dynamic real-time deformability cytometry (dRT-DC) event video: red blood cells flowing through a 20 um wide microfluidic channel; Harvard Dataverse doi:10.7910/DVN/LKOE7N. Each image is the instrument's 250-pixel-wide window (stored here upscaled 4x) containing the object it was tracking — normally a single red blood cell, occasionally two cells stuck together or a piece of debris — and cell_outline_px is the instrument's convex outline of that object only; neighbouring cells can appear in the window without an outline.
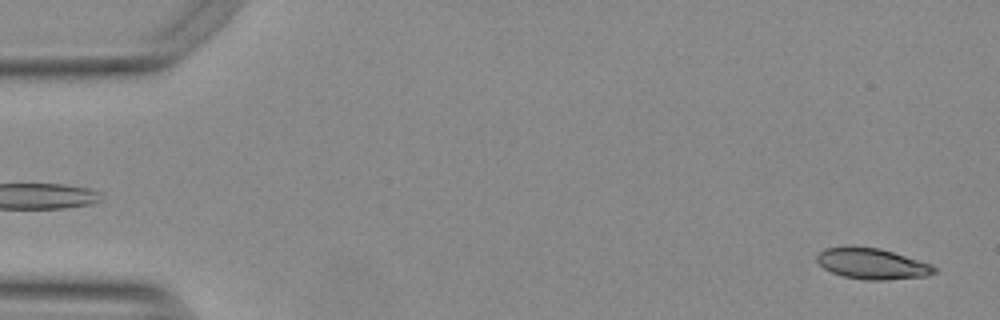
{"species": "Egyptian fruit bat (a non-hibernating species)", "species_latin": "Rousettus aegyptiacus", "temperature_condition": "warm", "stored_images_in_passage": 53, "camera_frame_rate_fps": 3000, "um_per_image_px": 0.085, "animal": {"sex": "female"}, "frame": {"image": 1, "passage_image": 2, "time_ms": 0.333, "image_size_px": [1000, 320], "cell_outline_px": [[936, 272], [928, 276], [884, 280], [864, 280], [844, 276], [832, 272], [824, 268], [816, 260], [816, 256], [820, 252], [828, 248], [880, 248], [932, 264], [936, 268]], "centroid_in_image_um": [74.19, 22.45], "position_along_channel_um": 10.8, "area_um2": 20.63}}
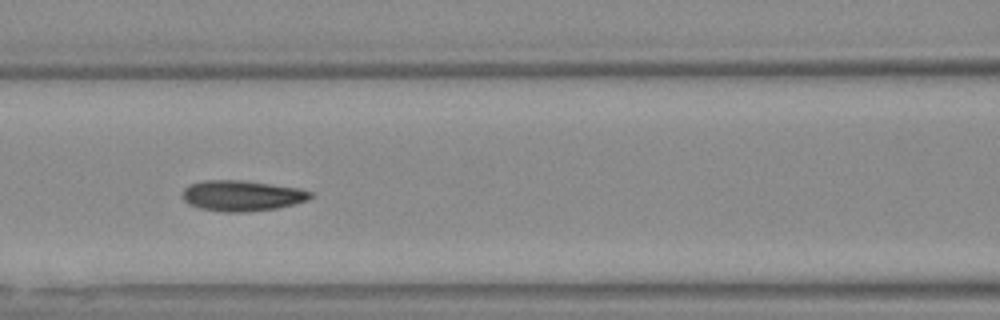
{"frame": {"image": 2, "passage_image": 23, "time_ms": 7.333, "image_size_px": [1000, 320], "cell_outline_px": [[312, 196], [308, 200], [276, 208], [244, 212], [220, 212], [200, 208], [188, 204], [184, 200], [184, 188], [188, 184], [204, 180], [240, 180], [300, 188], [312, 192]], "centroid_in_image_um": [20.54, 16.63], "position_along_channel_um": 146.1, "area_um2": 22.77}}
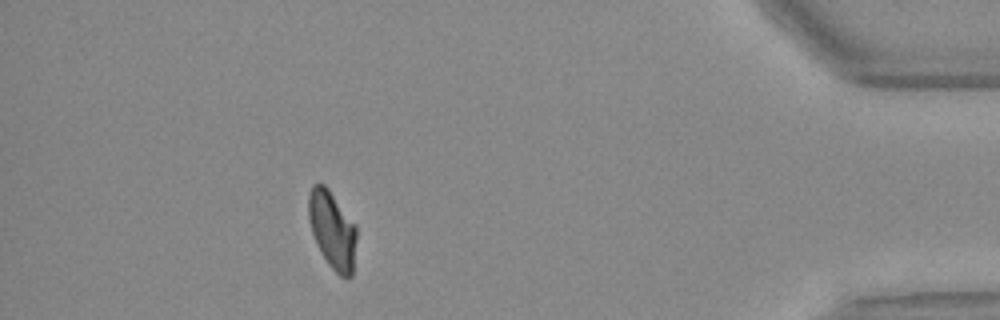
{"frame": {"image": 3, "passage_image": 48, "time_ms": 15.667, "image_size_px": [1000, 320], "cell_outline_px": [[356, 240], [352, 276], [348, 280], [344, 280], [328, 264], [312, 232], [308, 216], [308, 196], [312, 184], [324, 184], [328, 188], [356, 224]], "centroid_in_image_um": [28.26, 19.54], "position_along_channel_um": 406.9, "area_um2": 21.68}, "authors_computed_cell_mechanics": {"area_um2": 22.0796, "velocity_mm_per_s": 3.7685, "shape_relaxation_time_tau1_ms": 5.3299, "shape_relaxation_time_tau2_ms": 0.9488, "deformation_change_tau1": 0.1675, "deformation_change_tau2": 0.0453}}